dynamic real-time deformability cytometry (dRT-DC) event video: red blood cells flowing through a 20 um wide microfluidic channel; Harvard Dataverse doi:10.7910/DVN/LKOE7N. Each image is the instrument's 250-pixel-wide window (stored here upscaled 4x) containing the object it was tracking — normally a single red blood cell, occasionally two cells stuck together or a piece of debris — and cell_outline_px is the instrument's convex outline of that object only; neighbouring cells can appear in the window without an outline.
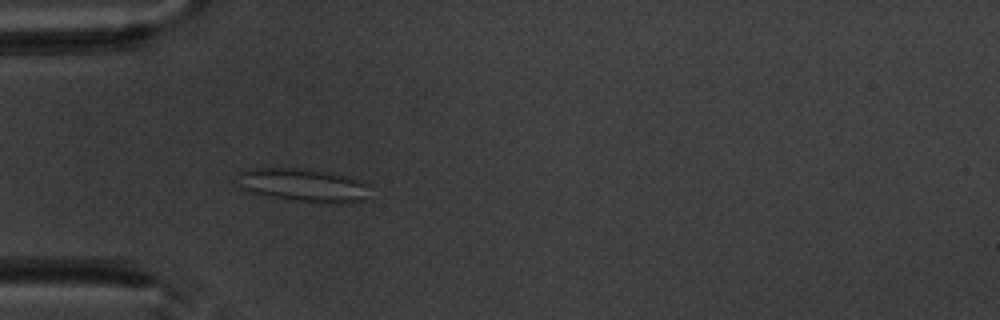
{"species": "common noctule bat (a hibernating species)", "species_latin": "Nyctalus noctula", "temperature_condition": "warm", "stored_images_in_passage": 4, "camera_frame_rate_fps": 3000, "um_per_image_px": 0.085, "animal": {"sex": "male", "body_mass_g": 20.1, "forearm_length_mm": 53.5}, "frame": {"image": 1, "passage_image": 4, "time_ms": 3.333, "image_size_px": [1000, 320], "cell_outline_px": [[368, 184], [364, 200], [292, 200], [264, 196], [248, 192], [240, 188], [236, 172], [244, 168], [308, 168], [348, 176], [360, 180]], "centroid_in_image_um": [25.58, 15.66], "position_along_channel_um": 59.4, "area_um2": 25.09}}